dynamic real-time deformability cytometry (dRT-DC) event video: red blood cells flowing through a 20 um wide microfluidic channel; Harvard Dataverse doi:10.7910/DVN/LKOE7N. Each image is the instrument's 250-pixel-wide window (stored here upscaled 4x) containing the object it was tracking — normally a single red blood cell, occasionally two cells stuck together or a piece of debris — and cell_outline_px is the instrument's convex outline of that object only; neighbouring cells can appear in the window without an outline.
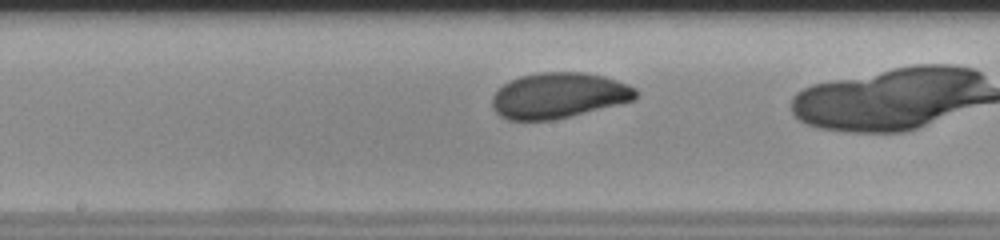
{"species": "human", "species_latin": "Homo sapiens", "temperature_condition": "room temperature", "stored_images_in_passage": 32, "camera_frame_rate_fps": 3000, "um_per_image_px": 0.085, "donor": {"sex": "male"}, "frame": {"image": 1, "passage_image": 18, "time_ms": 5.667, "image_size_px": [1000, 240], "cell_outline_px": [[636, 96], [632, 100], [552, 120], [508, 120], [500, 116], [492, 108], [492, 96], [504, 84], [520, 76], [540, 72], [584, 72], [604, 76], [628, 84], [636, 88]], "centroid_in_image_um": [47.44, 8.1], "position_along_channel_um": 200.8, "area_um2": 37.69}}
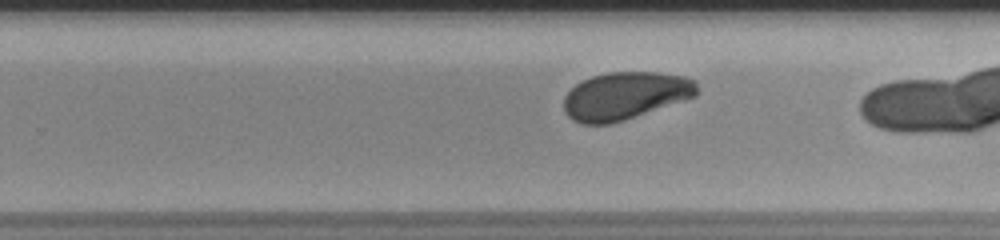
{"frame": {"image": 2, "passage_image": 24, "time_ms": 7.667, "image_size_px": [1000, 240], "cell_outline_px": [[696, 96], [624, 120], [608, 124], [580, 124], [572, 120], [564, 112], [564, 96], [576, 84], [592, 76], [608, 72], [660, 72], [684, 76], [696, 80]], "centroid_in_image_um": [53.12, 8.14], "position_along_channel_um": 276.7, "area_um2": 36.88}}
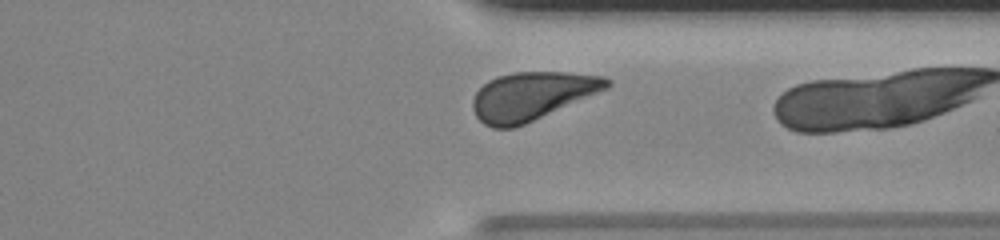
{"frame": {"image": 3, "passage_image": 31, "time_ms": 10.0, "image_size_px": [1000, 240], "cell_outline_px": [[612, 84], [608, 88], [524, 124], [512, 128], [492, 128], [484, 124], [476, 116], [472, 108], [472, 100], [476, 92], [488, 80], [496, 76], [516, 72], [568, 72], [604, 76], [612, 80]], "centroid_in_image_um": [45.2, 8.15], "position_along_channel_um": 366.2, "area_um2": 37.45}}